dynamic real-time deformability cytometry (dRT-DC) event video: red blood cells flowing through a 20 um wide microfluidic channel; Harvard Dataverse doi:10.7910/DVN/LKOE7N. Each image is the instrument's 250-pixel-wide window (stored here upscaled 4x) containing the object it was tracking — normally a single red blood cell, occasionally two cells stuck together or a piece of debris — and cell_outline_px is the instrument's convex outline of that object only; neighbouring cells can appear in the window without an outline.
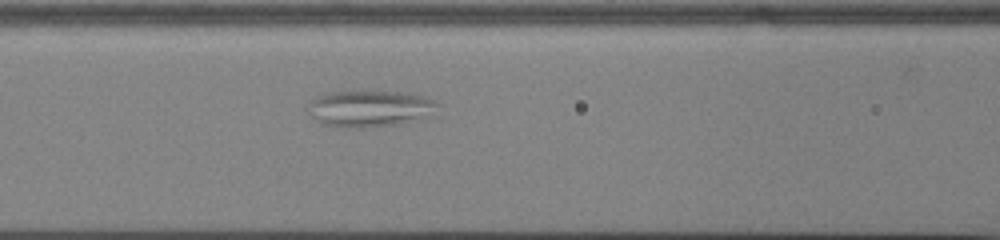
{"species": "common noctule bat (a hibernating species)", "species_latin": "Nyctalus noctula", "temperature_condition": "cold", "stored_images_in_passage": 40, "camera_frame_rate_fps": 3000, "um_per_image_px": 0.085, "animal": {"sex": "male", "body_mass_g": 13.0, "forearm_length_mm": 53.1}, "frame": {"image": 1, "passage_image": 16, "time_ms": 5.0, "image_size_px": [1000, 240], "cell_outline_px": [[440, 104], [436, 116], [420, 120], [400, 124], [360, 128], [344, 128], [320, 124], [308, 116], [308, 104], [316, 96], [324, 92], [404, 92], [424, 96]], "centroid_in_image_um": [31.46, 9.26], "position_along_channel_um": 135.1, "area_um2": 28.38}}
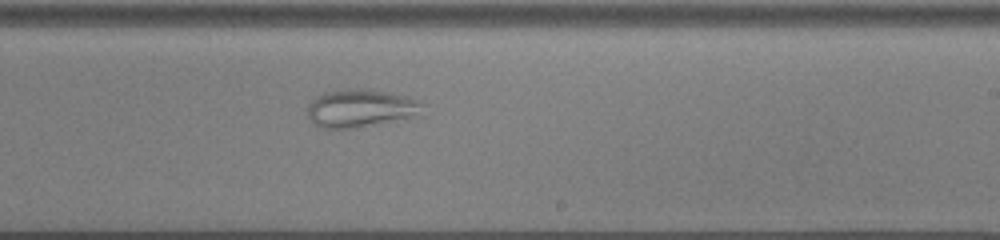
{"frame": {"image": 2, "passage_image": 26, "time_ms": 8.333, "image_size_px": [1000, 240], "cell_outline_px": [[428, 104], [424, 116], [356, 128], [320, 128], [312, 124], [308, 116], [308, 104], [316, 96], [324, 92], [348, 88], [368, 88], [408, 96], [420, 100]], "centroid_in_image_um": [30.78, 9.2], "position_along_channel_um": 258.2, "area_um2": 26.65}}
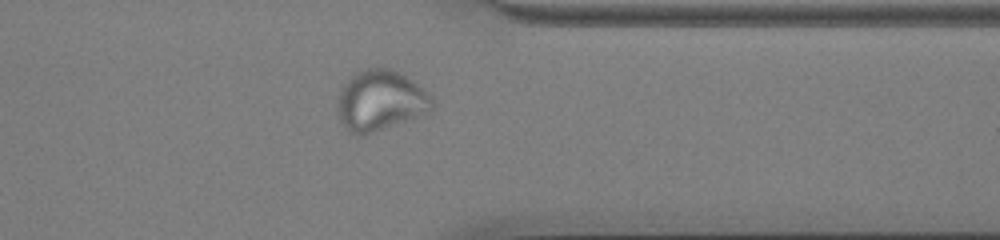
{"frame": {"image": 3, "passage_image": 36, "time_ms": 11.667, "image_size_px": [1000, 240], "cell_outline_px": [[432, 112], [364, 136], [356, 136], [348, 132], [344, 128], [340, 120], [340, 92], [344, 84], [356, 72], [368, 68], [388, 68], [412, 80], [428, 92], [432, 96]], "centroid_in_image_um": [32.37, 8.59], "position_along_channel_um": 379.0, "area_um2": 33.18}}